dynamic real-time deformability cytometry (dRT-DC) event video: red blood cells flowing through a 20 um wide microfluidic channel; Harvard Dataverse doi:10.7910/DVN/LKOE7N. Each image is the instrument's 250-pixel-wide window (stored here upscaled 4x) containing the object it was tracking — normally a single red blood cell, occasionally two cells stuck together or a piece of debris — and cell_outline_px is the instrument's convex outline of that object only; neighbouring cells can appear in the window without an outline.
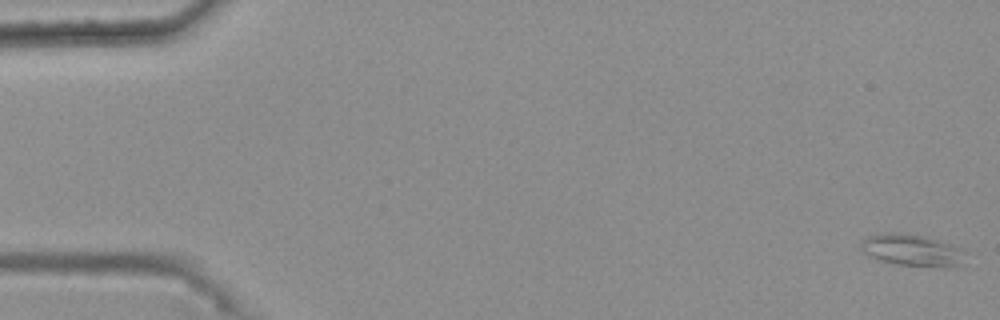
{"species": "common noctule bat (a hibernating species)", "species_latin": "Nyctalus noctula", "temperature_condition": "warm", "stored_images_in_passage": 48, "camera_frame_rate_fps": 3000, "um_per_image_px": 0.085, "animal": {"sex": "female", "body_mass_g": 25.1}, "frame": {"image": 1, "passage_image": 1, "time_ms": 0.0, "image_size_px": [1000, 320], "cell_outline_px": [[964, 252], [960, 264], [956, 268], [940, 268], [896, 264], [880, 260], [864, 252], [860, 248], [860, 240], [868, 236], [884, 232], [900, 232], [928, 236], [964, 248]], "centroid_in_image_um": [77.56, 21.26], "position_along_channel_um": 7.4, "area_um2": 19.88}}
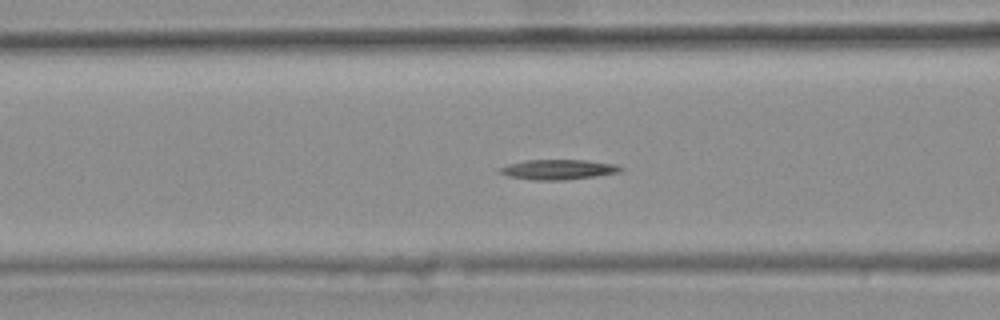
{"frame": {"image": 2, "passage_image": 22, "time_ms": 7.0, "image_size_px": [1000, 320], "cell_outline_px": [[624, 168], [620, 172], [596, 176], [564, 180], [532, 180], [508, 176], [496, 172], [500, 168], [508, 164], [524, 160], [588, 160], [616, 164]], "centroid_in_image_um": [47.44, 14.41], "position_along_channel_um": 119.2, "area_um2": 14.22}}
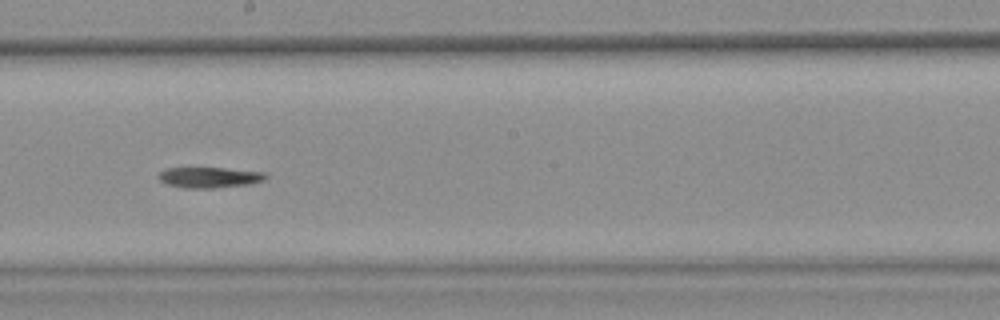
{"frame": {"image": 3, "passage_image": 31, "time_ms": 10.0, "image_size_px": [1000, 320], "cell_outline_px": [[268, 176], [264, 180], [252, 184], [216, 188], [184, 188], [168, 184], [160, 180], [156, 176], [164, 168], [224, 168], [264, 172]], "centroid_in_image_um": [17.81, 15.08], "position_along_channel_um": 230.4, "area_um2": 13.01}}